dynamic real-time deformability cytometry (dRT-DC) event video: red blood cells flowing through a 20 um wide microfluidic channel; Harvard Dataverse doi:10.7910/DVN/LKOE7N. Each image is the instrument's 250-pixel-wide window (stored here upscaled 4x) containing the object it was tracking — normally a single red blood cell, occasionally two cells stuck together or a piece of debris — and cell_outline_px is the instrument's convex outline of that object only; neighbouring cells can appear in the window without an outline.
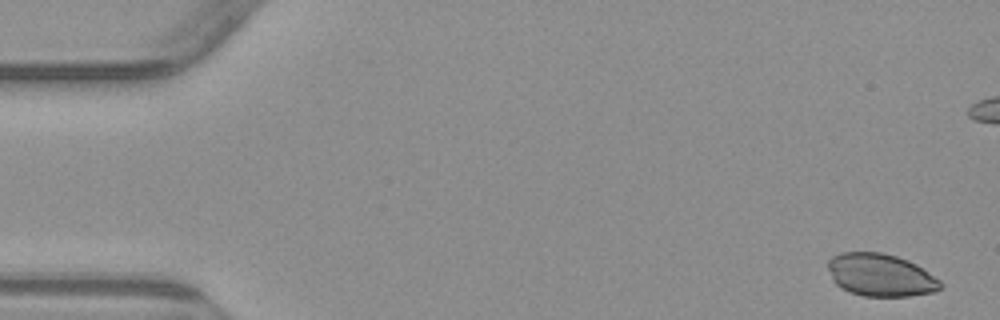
{"species": "common noctule bat (a hibernating species)", "species_latin": "Nyctalus noctula", "temperature_condition": "warm", "stored_images_in_passage": 5, "camera_frame_rate_fps": 3000, "um_per_image_px": 0.085, "animal": {"sex": "male", "body_mass_g": 23.1, "forearm_length_mm": 52.7}, "frame": {"image": 1, "passage_image": 1, "time_ms": 0.0, "image_size_px": [1000, 320], "cell_outline_px": [[940, 288], [936, 292], [908, 296], [864, 296], [848, 292], [840, 288], [832, 280], [828, 268], [828, 260], [832, 256], [840, 252], [880, 252], [896, 256], [908, 260], [916, 264], [940, 280]], "centroid_in_image_um": [74.81, 23.38], "position_along_channel_um": 10.2, "area_um2": 28.03}}
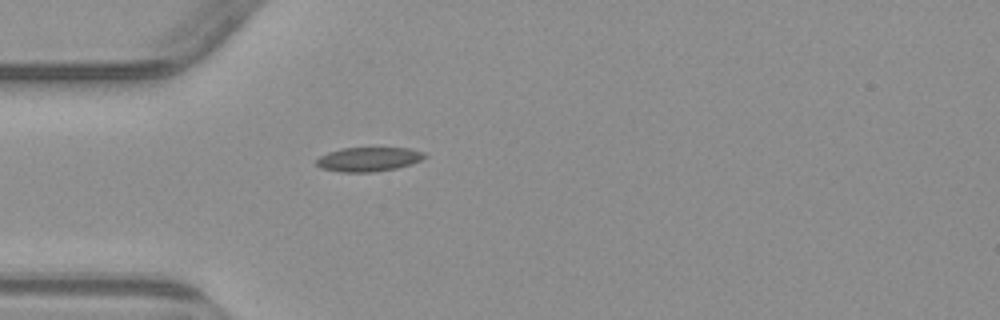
{"frame": {"image": 2, "passage_image": 5, "time_ms": 6.333, "image_size_px": [1000, 320], "cell_outline_px": [[428, 156], [420, 160], [396, 168], [372, 172], [340, 172], [320, 168], [316, 164], [316, 160], [320, 156], [328, 152], [340, 148], [408, 148], [424, 152]], "centroid_in_image_um": [31.29, 13.53], "position_along_channel_um": 53.7, "area_um2": 15.2}}